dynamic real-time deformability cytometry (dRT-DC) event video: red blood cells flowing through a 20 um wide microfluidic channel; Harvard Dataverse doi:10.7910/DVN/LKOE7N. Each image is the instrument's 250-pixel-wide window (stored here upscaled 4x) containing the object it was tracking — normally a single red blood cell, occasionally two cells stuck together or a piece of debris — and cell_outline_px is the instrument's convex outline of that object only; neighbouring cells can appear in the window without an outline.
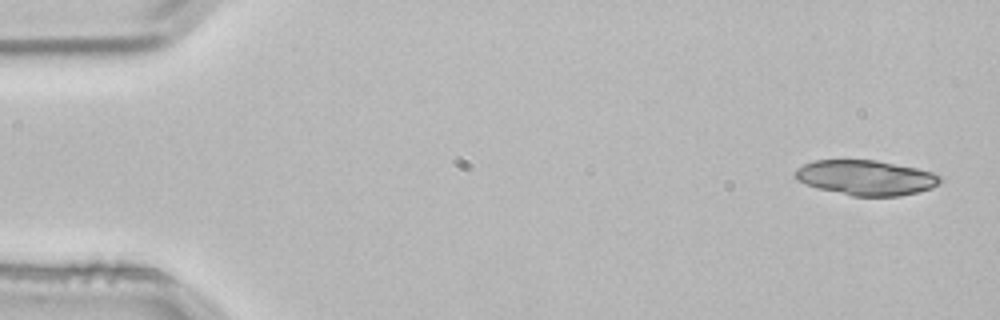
{"species": "common noctule bat (a hibernating species)", "species_latin": "Nyctalus noctula", "temperature_condition": "room temperature", "stored_images_in_passage": 3, "camera_frame_rate_fps": 3000, "um_per_image_px": 0.085, "animal": {"sex": "male", "body_mass_g": 21.5, "forearm_length_mm": 52.0}, "frame": {"image": 1, "passage_image": 1, "time_ms": 0.0, "image_size_px": [1000, 320], "cell_outline_px": [[940, 184], [932, 188], [900, 196], [852, 196], [816, 188], [804, 184], [796, 180], [796, 168], [804, 164], [816, 160], [876, 160], [916, 168], [932, 172], [940, 176]], "centroid_in_image_um": [73.59, 15.11], "position_along_channel_um": 11.4, "area_um2": 29.59}}